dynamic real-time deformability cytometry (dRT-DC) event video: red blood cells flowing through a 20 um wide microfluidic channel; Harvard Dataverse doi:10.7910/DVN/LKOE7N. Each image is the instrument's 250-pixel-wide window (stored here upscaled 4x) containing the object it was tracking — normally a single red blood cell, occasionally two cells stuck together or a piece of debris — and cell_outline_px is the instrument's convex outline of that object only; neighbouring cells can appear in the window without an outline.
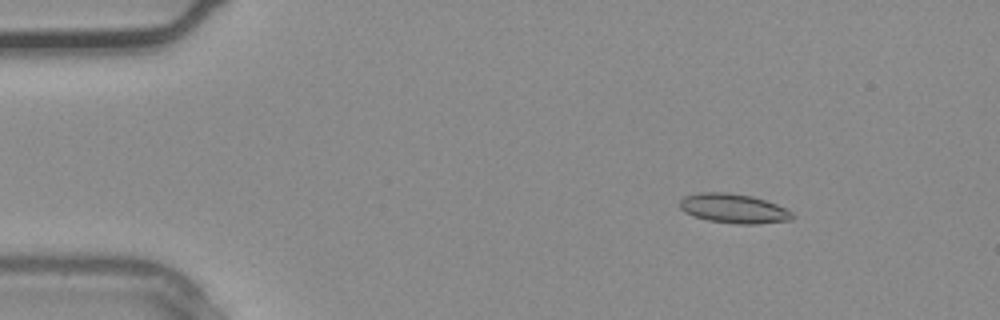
{"species": "common noctule bat (a hibernating species)", "species_latin": "Nyctalus noctula", "temperature_condition": "warm", "stored_images_in_passage": 38, "camera_frame_rate_fps": 3000, "um_per_image_px": 0.085, "animal": {"sex": "male", "body_mass_g": 20.4}, "frame": {"image": 1, "passage_image": 6, "time_ms": 1.667, "image_size_px": [1000, 320], "cell_outline_px": [[796, 216], [792, 220], [756, 224], [740, 224], [708, 220], [684, 212], [680, 208], [680, 200], [684, 196], [700, 192], [728, 192], [752, 196], [776, 204], [792, 212]], "centroid_in_image_um": [62.37, 17.72], "position_along_channel_um": 22.6, "area_um2": 19.25}}
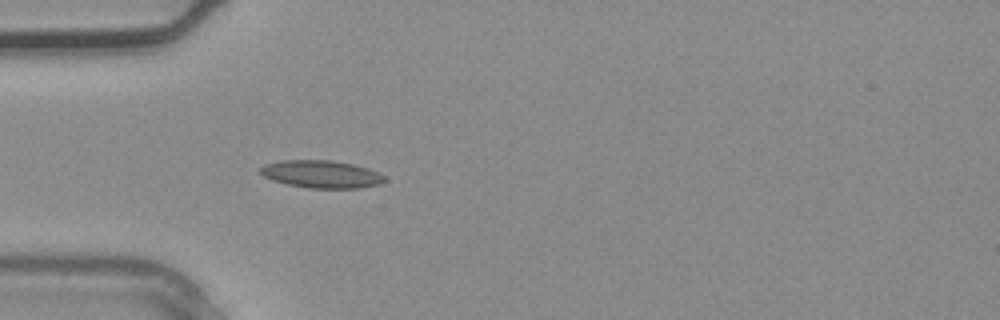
{"frame": {"image": 2, "passage_image": 12, "time_ms": 3.667, "image_size_px": [1000, 320], "cell_outline_px": [[388, 180], [380, 184], [360, 188], [308, 188], [288, 184], [272, 180], [264, 176], [260, 172], [260, 168], [264, 164], [280, 160], [332, 160], [352, 164], [368, 168], [384, 176]], "centroid_in_image_um": [27.32, 14.8], "position_along_channel_um": 57.7, "area_um2": 20.0}}
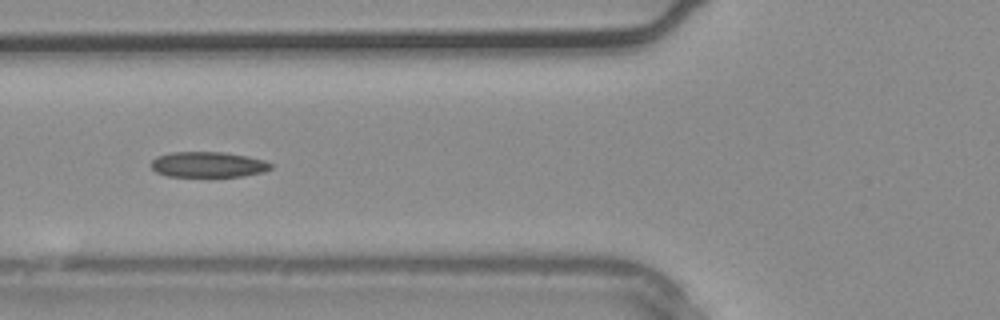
{"frame": {"image": 3, "passage_image": 15, "time_ms": 4.667, "image_size_px": [1000, 320], "cell_outline_px": [[272, 168], [264, 172], [244, 176], [168, 176], [156, 172], [148, 164], [156, 156], [172, 152], [224, 152], [248, 156], [264, 160], [272, 164]], "centroid_in_image_um": [17.68, 13.98], "position_along_channel_um": 108.1, "area_um2": 17.92}}